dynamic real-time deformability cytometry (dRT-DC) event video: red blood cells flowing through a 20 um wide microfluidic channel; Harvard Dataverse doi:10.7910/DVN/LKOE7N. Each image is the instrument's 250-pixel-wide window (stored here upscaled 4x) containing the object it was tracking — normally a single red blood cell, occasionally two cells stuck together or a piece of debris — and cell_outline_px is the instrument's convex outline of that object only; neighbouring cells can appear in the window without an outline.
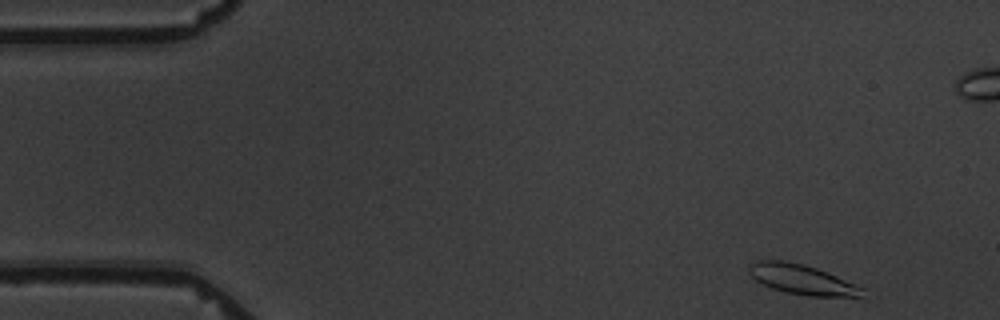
{"species": "common noctule bat (a hibernating species)", "species_latin": "Nyctalus noctula", "temperature_condition": "warm", "stored_images_in_passage": 7, "camera_frame_rate_fps": 3000, "um_per_image_px": 0.085, "animal": {"sex": "male", "body_mass_g": 19.5, "forearm_length_mm": 54.6}, "frame": {"image": 1, "passage_image": 1, "time_ms": 0.0, "image_size_px": [1000, 320], "cell_outline_px": [[864, 288], [860, 296], [808, 296], [788, 292], [772, 288], [756, 280], [748, 272], [748, 264], [756, 260], [784, 260], [804, 264], [816, 268], [836, 276]], "centroid_in_image_um": [68.1, 23.73], "position_along_channel_um": 16.9, "area_um2": 19.42}}
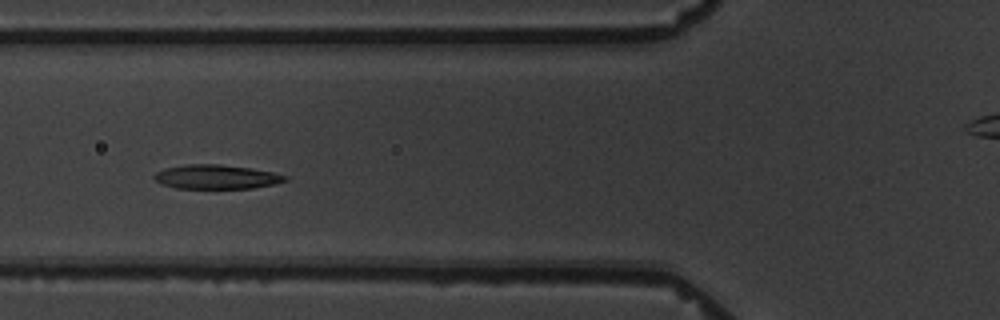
{"frame": {"image": 2, "passage_image": 6, "time_ms": 5.667, "image_size_px": [1000, 320], "cell_outline_px": [[288, 180], [276, 184], [252, 188], [176, 188], [160, 184], [152, 176], [156, 172], [164, 168], [188, 164], [220, 164], [252, 168], [272, 172], [288, 176]], "centroid_in_image_um": [18.39, 15.03], "position_along_channel_um": 107.4, "area_um2": 18.55}}
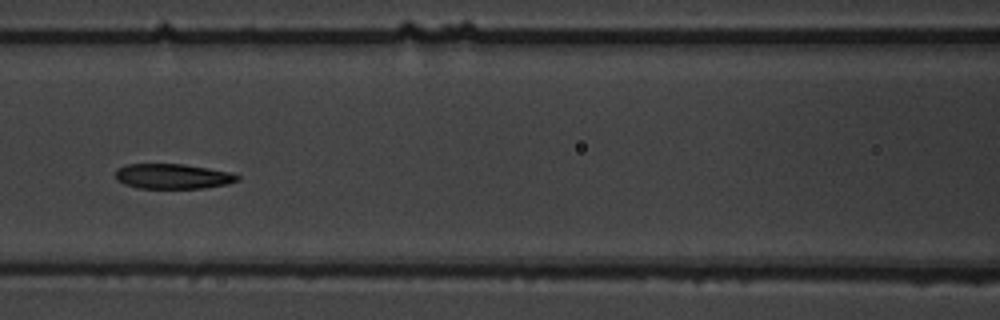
{"frame": {"image": 3, "passage_image": 7, "time_ms": 7.0, "image_size_px": [1000, 320], "cell_outline_px": [[240, 180], [228, 184], [204, 188], [136, 188], [124, 184], [116, 180], [116, 168], [128, 164], [184, 164], [208, 168], [228, 172], [240, 176]], "centroid_in_image_um": [14.67, 14.99], "position_along_channel_um": 151.9, "area_um2": 17.86}}